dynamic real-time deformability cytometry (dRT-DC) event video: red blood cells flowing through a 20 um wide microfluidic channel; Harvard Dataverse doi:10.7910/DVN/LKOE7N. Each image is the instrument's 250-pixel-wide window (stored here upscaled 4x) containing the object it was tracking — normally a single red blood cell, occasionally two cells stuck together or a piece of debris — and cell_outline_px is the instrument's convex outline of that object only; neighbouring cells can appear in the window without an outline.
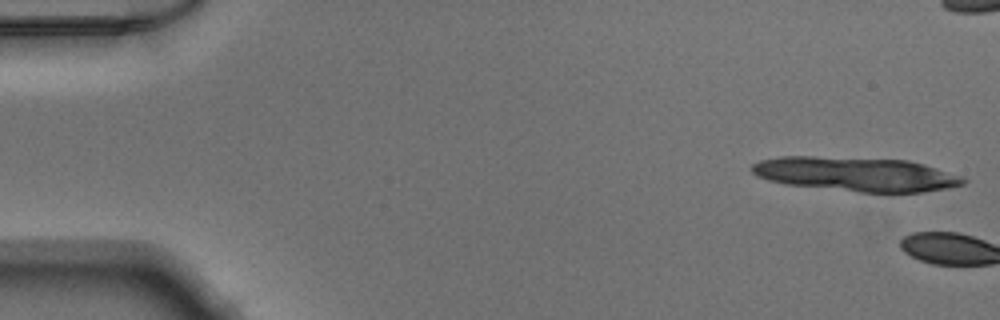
{"species": "Egyptian fruit bat (a non-hibernating species)", "species_latin": "Rousettus aegyptiacus", "temperature_condition": "warm", "stored_images_in_passage": 3, "camera_frame_rate_fps": 3000, "um_per_image_px": 0.085, "animal": {"sex": "male"}, "frame": {"image": 1, "passage_image": 1, "time_ms": 0.0, "image_size_px": [1000, 320], "cell_outline_px": [[968, 180], [964, 184], [948, 188], [920, 192], [860, 192], [784, 184], [768, 180], [756, 176], [752, 172], [752, 164], [760, 160], [780, 156], [812, 156], [908, 160], [924, 164], [960, 176]], "centroid_in_image_um": [72.73, 14.8], "position_along_channel_um": 12.3, "area_um2": 42.08}}